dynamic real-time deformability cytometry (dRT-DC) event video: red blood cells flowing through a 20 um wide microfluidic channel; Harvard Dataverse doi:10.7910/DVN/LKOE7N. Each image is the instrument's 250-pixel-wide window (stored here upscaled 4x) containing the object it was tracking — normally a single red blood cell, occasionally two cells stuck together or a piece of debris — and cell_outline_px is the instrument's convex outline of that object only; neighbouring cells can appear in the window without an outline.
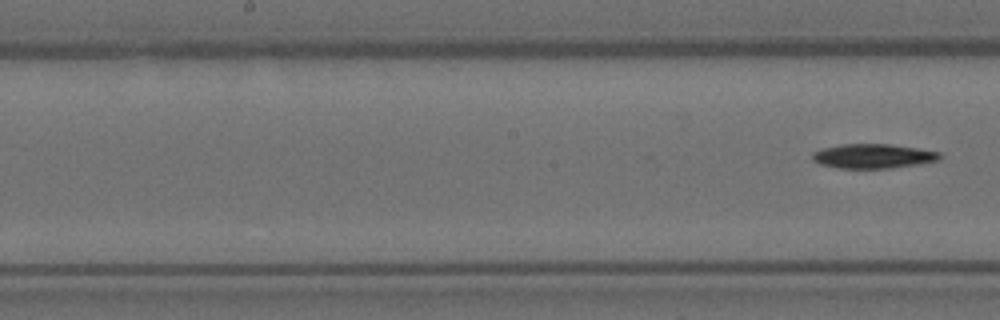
{"species": "Egyptian fruit bat (a non-hibernating species)", "species_latin": "Rousettus aegyptiacus", "temperature_condition": "room temperature", "stored_images_in_passage": 8, "segment_of_instrument_passage": [2, 2], "camera_frame_rate_fps": 3000, "um_per_image_px": 0.085, "animal": {"sex": "female"}, "frame": {"image": 1, "passage_image": 8, "time_ms": 2.333, "image_size_px": [1000, 320], "cell_outline_px": [[940, 160], [888, 168], [840, 168], [820, 164], [812, 160], [812, 152], [820, 148], [844, 144], [888, 144], [916, 148], [940, 152]], "centroid_in_image_um": [74.15, 13.26], "position_along_channel_um": 174.0, "area_um2": 17.92}}